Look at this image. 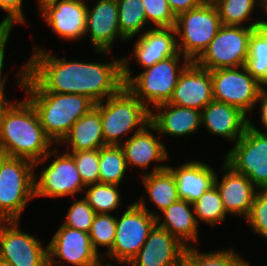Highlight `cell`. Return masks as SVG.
I'll return each mask as SVG.
<instances>
[{
    "mask_svg": "<svg viewBox=\"0 0 267 266\" xmlns=\"http://www.w3.org/2000/svg\"><path fill=\"white\" fill-rule=\"evenodd\" d=\"M51 30L64 40L85 37L87 5L85 0H58L40 10Z\"/></svg>",
    "mask_w": 267,
    "mask_h": 266,
    "instance_id": "17",
    "label": "cell"
},
{
    "mask_svg": "<svg viewBox=\"0 0 267 266\" xmlns=\"http://www.w3.org/2000/svg\"><path fill=\"white\" fill-rule=\"evenodd\" d=\"M85 186L99 183V149L70 152Z\"/></svg>",
    "mask_w": 267,
    "mask_h": 266,
    "instance_id": "37",
    "label": "cell"
},
{
    "mask_svg": "<svg viewBox=\"0 0 267 266\" xmlns=\"http://www.w3.org/2000/svg\"><path fill=\"white\" fill-rule=\"evenodd\" d=\"M176 32L173 28H150L137 37L133 55L143 69L174 56L177 52Z\"/></svg>",
    "mask_w": 267,
    "mask_h": 266,
    "instance_id": "23",
    "label": "cell"
},
{
    "mask_svg": "<svg viewBox=\"0 0 267 266\" xmlns=\"http://www.w3.org/2000/svg\"><path fill=\"white\" fill-rule=\"evenodd\" d=\"M144 195L127 206L120 219L116 217V233L112 249L104 255L127 265L139 252L156 224L157 213L148 210Z\"/></svg>",
    "mask_w": 267,
    "mask_h": 266,
    "instance_id": "8",
    "label": "cell"
},
{
    "mask_svg": "<svg viewBox=\"0 0 267 266\" xmlns=\"http://www.w3.org/2000/svg\"><path fill=\"white\" fill-rule=\"evenodd\" d=\"M23 0H0V9L6 11V16L2 22L7 27L16 26V24H25L23 14Z\"/></svg>",
    "mask_w": 267,
    "mask_h": 266,
    "instance_id": "40",
    "label": "cell"
},
{
    "mask_svg": "<svg viewBox=\"0 0 267 266\" xmlns=\"http://www.w3.org/2000/svg\"><path fill=\"white\" fill-rule=\"evenodd\" d=\"M121 34L130 41L147 25L142 0H116Z\"/></svg>",
    "mask_w": 267,
    "mask_h": 266,
    "instance_id": "31",
    "label": "cell"
},
{
    "mask_svg": "<svg viewBox=\"0 0 267 266\" xmlns=\"http://www.w3.org/2000/svg\"><path fill=\"white\" fill-rule=\"evenodd\" d=\"M57 155L47 167L41 168L39 180L35 176V198L75 196L86 190L73 157L67 152Z\"/></svg>",
    "mask_w": 267,
    "mask_h": 266,
    "instance_id": "13",
    "label": "cell"
},
{
    "mask_svg": "<svg viewBox=\"0 0 267 266\" xmlns=\"http://www.w3.org/2000/svg\"><path fill=\"white\" fill-rule=\"evenodd\" d=\"M244 67L260 84L267 87V30L264 27L252 33Z\"/></svg>",
    "mask_w": 267,
    "mask_h": 266,
    "instance_id": "30",
    "label": "cell"
},
{
    "mask_svg": "<svg viewBox=\"0 0 267 266\" xmlns=\"http://www.w3.org/2000/svg\"><path fill=\"white\" fill-rule=\"evenodd\" d=\"M116 233V216L96 214L91 225L89 236L92 247L103 258L113 246ZM98 247H107L106 253H99Z\"/></svg>",
    "mask_w": 267,
    "mask_h": 266,
    "instance_id": "35",
    "label": "cell"
},
{
    "mask_svg": "<svg viewBox=\"0 0 267 266\" xmlns=\"http://www.w3.org/2000/svg\"><path fill=\"white\" fill-rule=\"evenodd\" d=\"M263 11H265V14L267 13V8H263ZM263 27L267 30V20L265 19L263 22Z\"/></svg>",
    "mask_w": 267,
    "mask_h": 266,
    "instance_id": "48",
    "label": "cell"
},
{
    "mask_svg": "<svg viewBox=\"0 0 267 266\" xmlns=\"http://www.w3.org/2000/svg\"><path fill=\"white\" fill-rule=\"evenodd\" d=\"M96 213L85 198L73 201L65 221L61 224L72 229L89 233Z\"/></svg>",
    "mask_w": 267,
    "mask_h": 266,
    "instance_id": "36",
    "label": "cell"
},
{
    "mask_svg": "<svg viewBox=\"0 0 267 266\" xmlns=\"http://www.w3.org/2000/svg\"><path fill=\"white\" fill-rule=\"evenodd\" d=\"M19 220L0 221V259L13 266H48V246L21 231Z\"/></svg>",
    "mask_w": 267,
    "mask_h": 266,
    "instance_id": "12",
    "label": "cell"
},
{
    "mask_svg": "<svg viewBox=\"0 0 267 266\" xmlns=\"http://www.w3.org/2000/svg\"><path fill=\"white\" fill-rule=\"evenodd\" d=\"M223 163L221 170L224 173L221 182L216 175L214 185L220 193L226 213L244 216L246 219L259 190L245 175L237 173L225 162Z\"/></svg>",
    "mask_w": 267,
    "mask_h": 266,
    "instance_id": "19",
    "label": "cell"
},
{
    "mask_svg": "<svg viewBox=\"0 0 267 266\" xmlns=\"http://www.w3.org/2000/svg\"><path fill=\"white\" fill-rule=\"evenodd\" d=\"M205 1L214 4V3L217 2L218 0H205Z\"/></svg>",
    "mask_w": 267,
    "mask_h": 266,
    "instance_id": "52",
    "label": "cell"
},
{
    "mask_svg": "<svg viewBox=\"0 0 267 266\" xmlns=\"http://www.w3.org/2000/svg\"><path fill=\"white\" fill-rule=\"evenodd\" d=\"M244 134L225 155V163L245 175L258 190H267V135L250 121Z\"/></svg>",
    "mask_w": 267,
    "mask_h": 266,
    "instance_id": "9",
    "label": "cell"
},
{
    "mask_svg": "<svg viewBox=\"0 0 267 266\" xmlns=\"http://www.w3.org/2000/svg\"><path fill=\"white\" fill-rule=\"evenodd\" d=\"M34 171V162L0 154V221H20L35 197Z\"/></svg>",
    "mask_w": 267,
    "mask_h": 266,
    "instance_id": "6",
    "label": "cell"
},
{
    "mask_svg": "<svg viewBox=\"0 0 267 266\" xmlns=\"http://www.w3.org/2000/svg\"><path fill=\"white\" fill-rule=\"evenodd\" d=\"M99 266H113V265H111L110 262H109V263H106V264H104V263L102 262Z\"/></svg>",
    "mask_w": 267,
    "mask_h": 266,
    "instance_id": "50",
    "label": "cell"
},
{
    "mask_svg": "<svg viewBox=\"0 0 267 266\" xmlns=\"http://www.w3.org/2000/svg\"><path fill=\"white\" fill-rule=\"evenodd\" d=\"M213 100L210 70L191 62L180 74L168 103L201 111Z\"/></svg>",
    "mask_w": 267,
    "mask_h": 266,
    "instance_id": "18",
    "label": "cell"
},
{
    "mask_svg": "<svg viewBox=\"0 0 267 266\" xmlns=\"http://www.w3.org/2000/svg\"><path fill=\"white\" fill-rule=\"evenodd\" d=\"M205 0H167L175 16L200 6Z\"/></svg>",
    "mask_w": 267,
    "mask_h": 266,
    "instance_id": "42",
    "label": "cell"
},
{
    "mask_svg": "<svg viewBox=\"0 0 267 266\" xmlns=\"http://www.w3.org/2000/svg\"><path fill=\"white\" fill-rule=\"evenodd\" d=\"M85 199L96 214H110L121 204L118 185L107 183H95L85 187Z\"/></svg>",
    "mask_w": 267,
    "mask_h": 266,
    "instance_id": "34",
    "label": "cell"
},
{
    "mask_svg": "<svg viewBox=\"0 0 267 266\" xmlns=\"http://www.w3.org/2000/svg\"><path fill=\"white\" fill-rule=\"evenodd\" d=\"M263 8H267V0H263Z\"/></svg>",
    "mask_w": 267,
    "mask_h": 266,
    "instance_id": "51",
    "label": "cell"
},
{
    "mask_svg": "<svg viewBox=\"0 0 267 266\" xmlns=\"http://www.w3.org/2000/svg\"><path fill=\"white\" fill-rule=\"evenodd\" d=\"M168 164H158L152 172L142 175L145 193L158 210L163 212L179 199L173 173L167 168Z\"/></svg>",
    "mask_w": 267,
    "mask_h": 266,
    "instance_id": "27",
    "label": "cell"
},
{
    "mask_svg": "<svg viewBox=\"0 0 267 266\" xmlns=\"http://www.w3.org/2000/svg\"><path fill=\"white\" fill-rule=\"evenodd\" d=\"M129 58H122V79L124 85L149 109V106H157L169 102L180 74L191 63L180 52L174 56L144 68L141 74H131ZM183 57L182 61L180 58ZM181 62V63H179ZM151 104V105H150Z\"/></svg>",
    "mask_w": 267,
    "mask_h": 266,
    "instance_id": "3",
    "label": "cell"
},
{
    "mask_svg": "<svg viewBox=\"0 0 267 266\" xmlns=\"http://www.w3.org/2000/svg\"><path fill=\"white\" fill-rule=\"evenodd\" d=\"M86 14L85 36L89 34L90 42L97 54H110L115 39L127 41L121 34L116 0H98ZM117 37V38H116Z\"/></svg>",
    "mask_w": 267,
    "mask_h": 266,
    "instance_id": "15",
    "label": "cell"
},
{
    "mask_svg": "<svg viewBox=\"0 0 267 266\" xmlns=\"http://www.w3.org/2000/svg\"><path fill=\"white\" fill-rule=\"evenodd\" d=\"M34 107L40 124L53 143L59 144L73 124L87 114L95 103L81 94L25 92Z\"/></svg>",
    "mask_w": 267,
    "mask_h": 266,
    "instance_id": "4",
    "label": "cell"
},
{
    "mask_svg": "<svg viewBox=\"0 0 267 266\" xmlns=\"http://www.w3.org/2000/svg\"><path fill=\"white\" fill-rule=\"evenodd\" d=\"M30 57L16 74V83L26 92L81 94L96 104L124 86L122 57L103 64L68 61L39 46Z\"/></svg>",
    "mask_w": 267,
    "mask_h": 266,
    "instance_id": "1",
    "label": "cell"
},
{
    "mask_svg": "<svg viewBox=\"0 0 267 266\" xmlns=\"http://www.w3.org/2000/svg\"><path fill=\"white\" fill-rule=\"evenodd\" d=\"M174 175L179 199L194 203L214 186L216 172L202 161H187L178 167H167Z\"/></svg>",
    "mask_w": 267,
    "mask_h": 266,
    "instance_id": "24",
    "label": "cell"
},
{
    "mask_svg": "<svg viewBox=\"0 0 267 266\" xmlns=\"http://www.w3.org/2000/svg\"><path fill=\"white\" fill-rule=\"evenodd\" d=\"M62 143L67 144V153L96 150L105 146L100 112L93 107L79 118L59 144Z\"/></svg>",
    "mask_w": 267,
    "mask_h": 266,
    "instance_id": "26",
    "label": "cell"
},
{
    "mask_svg": "<svg viewBox=\"0 0 267 266\" xmlns=\"http://www.w3.org/2000/svg\"><path fill=\"white\" fill-rule=\"evenodd\" d=\"M147 23L155 28H173L176 16L171 11L167 0H142Z\"/></svg>",
    "mask_w": 267,
    "mask_h": 266,
    "instance_id": "38",
    "label": "cell"
},
{
    "mask_svg": "<svg viewBox=\"0 0 267 266\" xmlns=\"http://www.w3.org/2000/svg\"><path fill=\"white\" fill-rule=\"evenodd\" d=\"M193 204L197 224L202 220L205 223L216 226L225 221L226 211L217 187L214 185L204 192Z\"/></svg>",
    "mask_w": 267,
    "mask_h": 266,
    "instance_id": "33",
    "label": "cell"
},
{
    "mask_svg": "<svg viewBox=\"0 0 267 266\" xmlns=\"http://www.w3.org/2000/svg\"><path fill=\"white\" fill-rule=\"evenodd\" d=\"M156 224L166 229L186 248L190 246V242L196 243L198 241L199 226L195 218L193 204L186 200L178 199L166 208L162 215L157 214Z\"/></svg>",
    "mask_w": 267,
    "mask_h": 266,
    "instance_id": "25",
    "label": "cell"
},
{
    "mask_svg": "<svg viewBox=\"0 0 267 266\" xmlns=\"http://www.w3.org/2000/svg\"><path fill=\"white\" fill-rule=\"evenodd\" d=\"M153 131L154 126L149 123L138 133L133 132V135L120 145L128 167L147 169L151 162L163 163L169 158L165 144Z\"/></svg>",
    "mask_w": 267,
    "mask_h": 266,
    "instance_id": "22",
    "label": "cell"
},
{
    "mask_svg": "<svg viewBox=\"0 0 267 266\" xmlns=\"http://www.w3.org/2000/svg\"><path fill=\"white\" fill-rule=\"evenodd\" d=\"M258 28L261 27L222 25L194 63L210 71L244 66L249 55L250 37Z\"/></svg>",
    "mask_w": 267,
    "mask_h": 266,
    "instance_id": "10",
    "label": "cell"
},
{
    "mask_svg": "<svg viewBox=\"0 0 267 266\" xmlns=\"http://www.w3.org/2000/svg\"><path fill=\"white\" fill-rule=\"evenodd\" d=\"M12 102L6 98V95H0V130H1V119L4 111Z\"/></svg>",
    "mask_w": 267,
    "mask_h": 266,
    "instance_id": "44",
    "label": "cell"
},
{
    "mask_svg": "<svg viewBox=\"0 0 267 266\" xmlns=\"http://www.w3.org/2000/svg\"><path fill=\"white\" fill-rule=\"evenodd\" d=\"M245 221L254 233L267 240V190H259Z\"/></svg>",
    "mask_w": 267,
    "mask_h": 266,
    "instance_id": "39",
    "label": "cell"
},
{
    "mask_svg": "<svg viewBox=\"0 0 267 266\" xmlns=\"http://www.w3.org/2000/svg\"><path fill=\"white\" fill-rule=\"evenodd\" d=\"M105 100L94 106L100 112L105 145L120 146L129 132L138 133L150 123V110L125 85Z\"/></svg>",
    "mask_w": 267,
    "mask_h": 266,
    "instance_id": "5",
    "label": "cell"
},
{
    "mask_svg": "<svg viewBox=\"0 0 267 266\" xmlns=\"http://www.w3.org/2000/svg\"><path fill=\"white\" fill-rule=\"evenodd\" d=\"M151 107L150 123L154 132L171 137H185L196 133L201 127V111L170 104L168 102ZM163 110V111H162ZM160 132V133H159Z\"/></svg>",
    "mask_w": 267,
    "mask_h": 266,
    "instance_id": "21",
    "label": "cell"
},
{
    "mask_svg": "<svg viewBox=\"0 0 267 266\" xmlns=\"http://www.w3.org/2000/svg\"><path fill=\"white\" fill-rule=\"evenodd\" d=\"M13 27H7V29L0 35V95L5 96V82H6V75H2L3 66H4V57H5V47L8 43L9 35Z\"/></svg>",
    "mask_w": 267,
    "mask_h": 266,
    "instance_id": "41",
    "label": "cell"
},
{
    "mask_svg": "<svg viewBox=\"0 0 267 266\" xmlns=\"http://www.w3.org/2000/svg\"><path fill=\"white\" fill-rule=\"evenodd\" d=\"M180 266H190L185 260L180 264Z\"/></svg>",
    "mask_w": 267,
    "mask_h": 266,
    "instance_id": "49",
    "label": "cell"
},
{
    "mask_svg": "<svg viewBox=\"0 0 267 266\" xmlns=\"http://www.w3.org/2000/svg\"><path fill=\"white\" fill-rule=\"evenodd\" d=\"M0 266H13V265L10 264L9 262H6V261L0 259Z\"/></svg>",
    "mask_w": 267,
    "mask_h": 266,
    "instance_id": "47",
    "label": "cell"
},
{
    "mask_svg": "<svg viewBox=\"0 0 267 266\" xmlns=\"http://www.w3.org/2000/svg\"><path fill=\"white\" fill-rule=\"evenodd\" d=\"M186 247L157 224L129 266H180Z\"/></svg>",
    "mask_w": 267,
    "mask_h": 266,
    "instance_id": "16",
    "label": "cell"
},
{
    "mask_svg": "<svg viewBox=\"0 0 267 266\" xmlns=\"http://www.w3.org/2000/svg\"><path fill=\"white\" fill-rule=\"evenodd\" d=\"M47 246L48 266H61L58 258L71 266H99L102 263L87 232L61 225Z\"/></svg>",
    "mask_w": 267,
    "mask_h": 266,
    "instance_id": "14",
    "label": "cell"
},
{
    "mask_svg": "<svg viewBox=\"0 0 267 266\" xmlns=\"http://www.w3.org/2000/svg\"><path fill=\"white\" fill-rule=\"evenodd\" d=\"M55 1H58V0H37V3H38V9H39V11L41 10V9H43L46 5H48V4H52L53 2H55Z\"/></svg>",
    "mask_w": 267,
    "mask_h": 266,
    "instance_id": "45",
    "label": "cell"
},
{
    "mask_svg": "<svg viewBox=\"0 0 267 266\" xmlns=\"http://www.w3.org/2000/svg\"><path fill=\"white\" fill-rule=\"evenodd\" d=\"M214 100L237 107L247 116L257 105L259 93L265 88L244 66L211 70Z\"/></svg>",
    "mask_w": 267,
    "mask_h": 266,
    "instance_id": "11",
    "label": "cell"
},
{
    "mask_svg": "<svg viewBox=\"0 0 267 266\" xmlns=\"http://www.w3.org/2000/svg\"><path fill=\"white\" fill-rule=\"evenodd\" d=\"M198 248L190 245L185 249L184 260L190 266H249L234 249L217 250L209 253H200Z\"/></svg>",
    "mask_w": 267,
    "mask_h": 266,
    "instance_id": "32",
    "label": "cell"
},
{
    "mask_svg": "<svg viewBox=\"0 0 267 266\" xmlns=\"http://www.w3.org/2000/svg\"><path fill=\"white\" fill-rule=\"evenodd\" d=\"M257 104L260 103L261 106V123L263 126H265V129L267 130V90L264 88L258 95L257 98ZM263 134L267 135V131L261 132Z\"/></svg>",
    "mask_w": 267,
    "mask_h": 266,
    "instance_id": "43",
    "label": "cell"
},
{
    "mask_svg": "<svg viewBox=\"0 0 267 266\" xmlns=\"http://www.w3.org/2000/svg\"><path fill=\"white\" fill-rule=\"evenodd\" d=\"M201 125L211 135L236 143L249 125V117L237 107L213 100L201 110Z\"/></svg>",
    "mask_w": 267,
    "mask_h": 266,
    "instance_id": "20",
    "label": "cell"
},
{
    "mask_svg": "<svg viewBox=\"0 0 267 266\" xmlns=\"http://www.w3.org/2000/svg\"><path fill=\"white\" fill-rule=\"evenodd\" d=\"M214 5L218 11L222 25L263 27V19H253V22L250 21L252 18L251 15L256 9L255 6L257 5L261 9L263 8V0H218ZM245 21L249 22V25H246Z\"/></svg>",
    "mask_w": 267,
    "mask_h": 266,
    "instance_id": "28",
    "label": "cell"
},
{
    "mask_svg": "<svg viewBox=\"0 0 267 266\" xmlns=\"http://www.w3.org/2000/svg\"><path fill=\"white\" fill-rule=\"evenodd\" d=\"M221 26L218 11L210 2L204 1L198 7L178 14L174 26L176 38L179 37L176 39L178 52L194 62L207 48Z\"/></svg>",
    "mask_w": 267,
    "mask_h": 266,
    "instance_id": "7",
    "label": "cell"
},
{
    "mask_svg": "<svg viewBox=\"0 0 267 266\" xmlns=\"http://www.w3.org/2000/svg\"><path fill=\"white\" fill-rule=\"evenodd\" d=\"M53 144L26 98L20 102L13 101L6 108L1 119V155L28 159L34 162L36 169L38 164L58 151L55 146L51 147Z\"/></svg>",
    "mask_w": 267,
    "mask_h": 266,
    "instance_id": "2",
    "label": "cell"
},
{
    "mask_svg": "<svg viewBox=\"0 0 267 266\" xmlns=\"http://www.w3.org/2000/svg\"><path fill=\"white\" fill-rule=\"evenodd\" d=\"M7 29V26L1 21L0 22V35Z\"/></svg>",
    "mask_w": 267,
    "mask_h": 266,
    "instance_id": "46",
    "label": "cell"
},
{
    "mask_svg": "<svg viewBox=\"0 0 267 266\" xmlns=\"http://www.w3.org/2000/svg\"><path fill=\"white\" fill-rule=\"evenodd\" d=\"M128 169L120 146L105 145L99 149V182L120 186Z\"/></svg>",
    "mask_w": 267,
    "mask_h": 266,
    "instance_id": "29",
    "label": "cell"
}]
</instances>
